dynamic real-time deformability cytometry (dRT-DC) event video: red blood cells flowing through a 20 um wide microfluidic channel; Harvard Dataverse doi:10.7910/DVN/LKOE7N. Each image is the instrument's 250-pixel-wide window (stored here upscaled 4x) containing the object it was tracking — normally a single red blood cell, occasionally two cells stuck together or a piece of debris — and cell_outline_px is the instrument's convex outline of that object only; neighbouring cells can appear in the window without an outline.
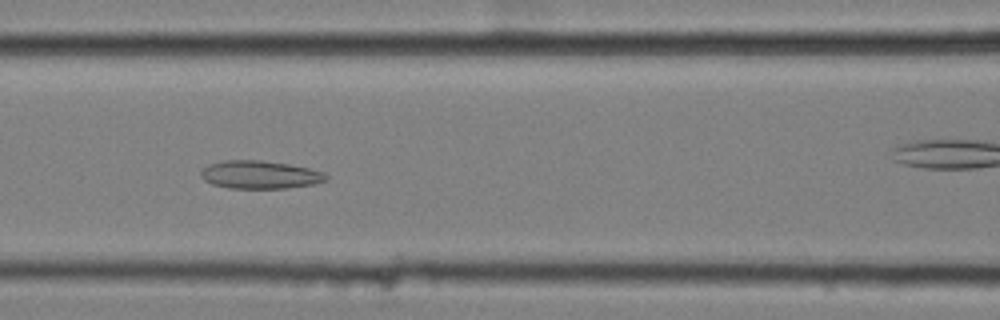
{"species": "common noctule bat (a hibernating species)", "species_latin": "Nyctalus noctula", "temperature_condition": "cold", "stored_images_in_passage": 51, "camera_frame_rate_fps": 3000, "um_per_image_px": 0.085, "animal": {"sex": "female", "body_mass_g": 25.1}, "frame": {"image": 1, "passage_image": 18, "time_ms": 5.667, "image_size_px": [1000, 320], "cell_outline_px": [[328, 180], [312, 184], [284, 188], [228, 188], [212, 184], [204, 180], [200, 176], [200, 172], [208, 164], [224, 160], [260, 160], [288, 164], [308, 168], [324, 172], [328, 176]], "centroid_in_image_um": [22.07, 14.84], "position_along_channel_um": 144.5, "area_um2": 20.4}}
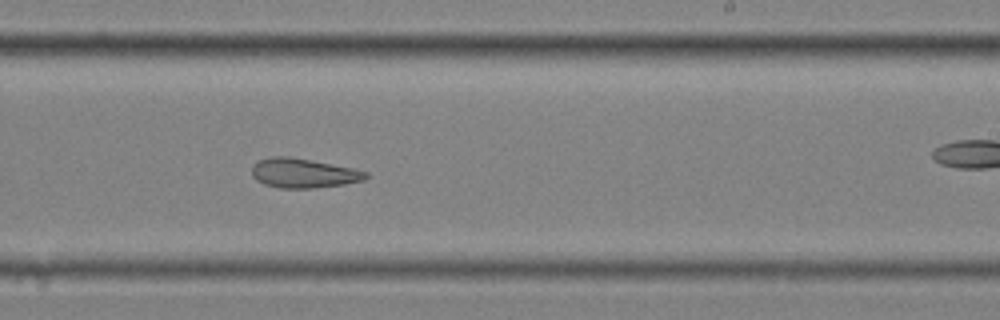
{"frame": {"image": 2, "passage_image": 28, "time_ms": 9.0, "image_size_px": [1000, 320], "cell_outline_px": [[368, 176], [364, 180], [344, 184], [316, 188], [280, 188], [264, 184], [256, 180], [252, 176], [252, 164], [256, 160], [272, 156], [288, 156], [352, 168], [368, 172]], "centroid_in_image_um": [25.74, 14.72], "position_along_channel_um": 263.3, "area_um2": 19.59}}
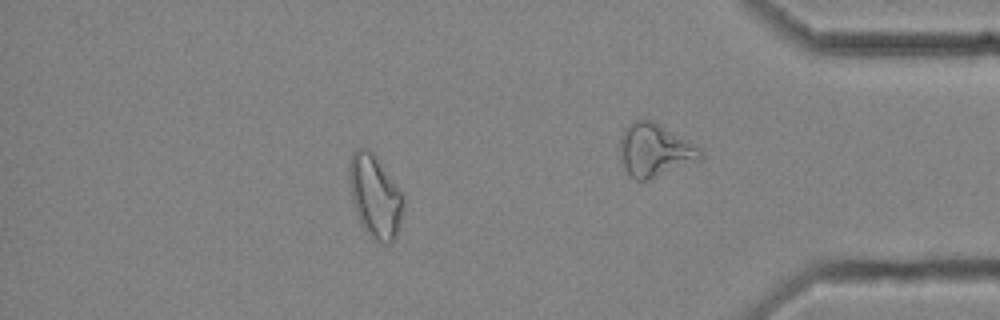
{"frame": {"image": 3, "passage_image": 43, "time_ms": 14.0, "image_size_px": [1000, 320], "cell_outline_px": [[404, 204], [400, 224], [396, 236], [388, 244], [384, 244], [372, 240], [364, 228], [356, 212], [352, 200], [348, 168], [348, 164], [352, 152], [356, 148], [368, 148], [372, 152], [400, 188], [404, 196]], "centroid_in_image_um": [31.88, 16.68], "position_along_channel_um": 403.3, "area_um2": 26.24}, "authors_computed_cell_mechanics": {"area_um2": 22.8888, "velocity_mm_per_s": 3.5755, "shape_relaxation_time_tau1_ms": null, "shape_relaxation_time_tau2_ms": 4.318, "deformation_change_tau1": null, "deformation_change_tau2": 0.1067}}